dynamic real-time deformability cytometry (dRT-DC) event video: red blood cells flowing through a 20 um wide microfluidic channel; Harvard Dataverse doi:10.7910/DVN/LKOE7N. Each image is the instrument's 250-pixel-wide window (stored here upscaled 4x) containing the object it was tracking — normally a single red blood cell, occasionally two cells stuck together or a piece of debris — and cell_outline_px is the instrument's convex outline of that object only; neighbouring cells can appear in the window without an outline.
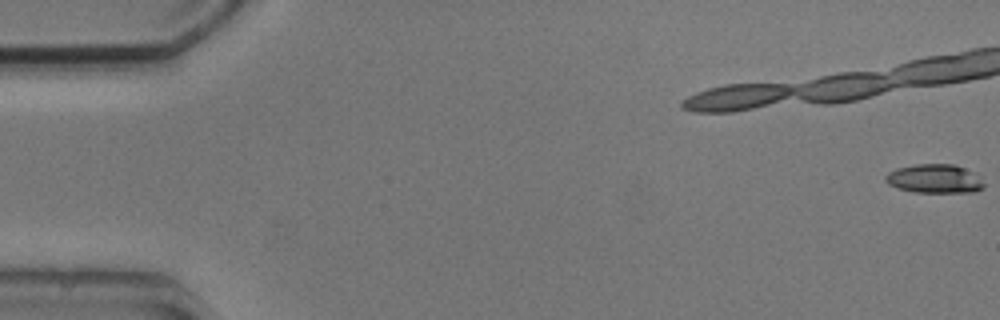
{"species": "common noctule bat (a hibernating species)", "species_latin": "Nyctalus noctula", "temperature_condition": "cold", "stored_images_in_passage": 8, "camera_frame_rate_fps": 3000, "um_per_image_px": 0.085, "animal": {"sex": "male", "body_mass_g": 20.5, "forearm_length_mm": 52.5}, "frame": {"image": 1, "passage_image": 1, "time_ms": 0.0, "image_size_px": [1000, 320], "cell_outline_px": [[984, 188], [976, 192], [916, 192], [896, 188], [888, 184], [884, 180], [884, 176], [888, 172], [896, 168], [916, 164], [956, 164], [972, 172], [984, 184]], "centroid_in_image_um": [79.39, 15.19], "position_along_channel_um": 5.6, "area_um2": 16.59}}